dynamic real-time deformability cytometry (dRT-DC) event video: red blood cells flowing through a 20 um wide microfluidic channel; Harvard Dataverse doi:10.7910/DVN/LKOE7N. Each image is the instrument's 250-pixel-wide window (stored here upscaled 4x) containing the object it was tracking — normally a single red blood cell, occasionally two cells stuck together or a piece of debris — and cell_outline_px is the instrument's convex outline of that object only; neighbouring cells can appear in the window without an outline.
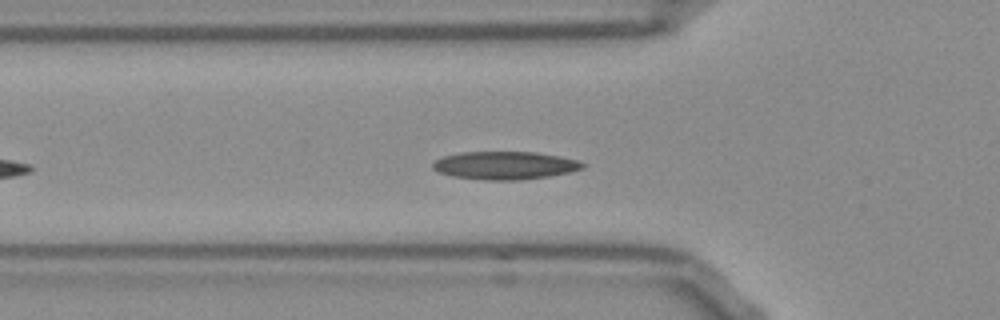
{"species": "Egyptian fruit bat (a non-hibernating species)", "species_latin": "Rousettus aegyptiacus", "temperature_condition": "room temperature", "stored_images_in_passage": 40, "camera_frame_rate_fps": 3000, "um_per_image_px": 0.085, "frame": {"image": 1, "passage_image": 7, "time_ms": 2.0, "image_size_px": [1000, 320], "cell_outline_px": [[584, 168], [568, 172], [548, 176], [520, 180], [484, 180], [452, 176], [436, 172], [432, 168], [432, 164], [436, 160], [444, 156], [460, 152], [536, 152], [560, 156], [576, 160], [584, 164]], "centroid_in_image_um": [42.87, 14.06], "position_along_channel_um": 82.9, "area_um2": 24.39}}
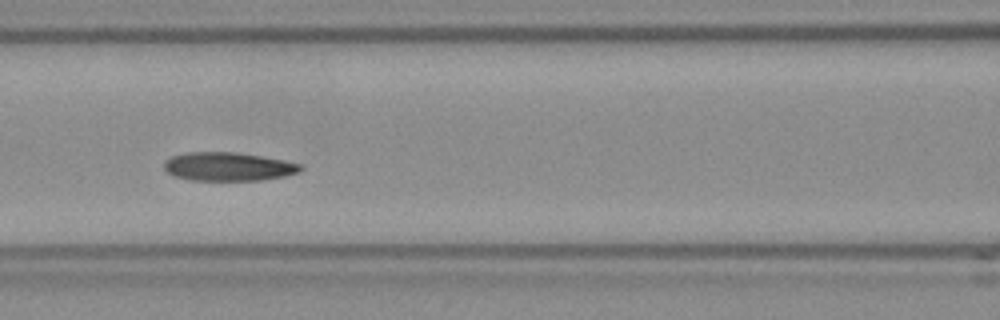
{"frame": {"image": 2, "passage_image": 12, "time_ms": 3.667, "image_size_px": [1000, 320], "cell_outline_px": [[304, 168], [300, 172], [284, 176], [260, 180], [188, 180], [176, 176], [168, 172], [164, 168], [164, 160], [172, 156], [188, 152], [236, 152], [284, 160], [300, 164]], "centroid_in_image_um": [19.4, 14.16], "position_along_channel_um": 147.2, "area_um2": 22.66}, "authors_computed_cell_mechanics": {"area_um2": 22.7154, "velocity_mm_per_s": 3.8086, "shape_relaxation_time_tau1_ms": 8.3932, "shape_relaxation_time_tau2_ms": null, "deformation_change_tau1": 0.1434, "deformation_change_tau2": null}}